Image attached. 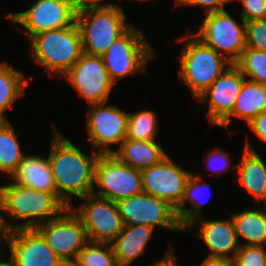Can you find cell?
<instances>
[{"instance_id": "cell-1", "label": "cell", "mask_w": 266, "mask_h": 266, "mask_svg": "<svg viewBox=\"0 0 266 266\" xmlns=\"http://www.w3.org/2000/svg\"><path fill=\"white\" fill-rule=\"evenodd\" d=\"M52 126L54 131L48 159L54 175L57 197L67 207H74L72 196L81 199L92 194L95 189V164L100 154L95 150L91 156L86 155L58 133L55 125Z\"/></svg>"}, {"instance_id": "cell-2", "label": "cell", "mask_w": 266, "mask_h": 266, "mask_svg": "<svg viewBox=\"0 0 266 266\" xmlns=\"http://www.w3.org/2000/svg\"><path fill=\"white\" fill-rule=\"evenodd\" d=\"M67 206L55 195L11 182L0 186V225L3 232L15 229L36 228L41 223L59 216ZM5 214L12 222L22 219L18 225L7 223Z\"/></svg>"}, {"instance_id": "cell-3", "label": "cell", "mask_w": 266, "mask_h": 266, "mask_svg": "<svg viewBox=\"0 0 266 266\" xmlns=\"http://www.w3.org/2000/svg\"><path fill=\"white\" fill-rule=\"evenodd\" d=\"M180 40L184 42V45L177 59L180 62L178 76L196 99L232 63L211 47L203 44L191 32L177 39V41Z\"/></svg>"}, {"instance_id": "cell-4", "label": "cell", "mask_w": 266, "mask_h": 266, "mask_svg": "<svg viewBox=\"0 0 266 266\" xmlns=\"http://www.w3.org/2000/svg\"><path fill=\"white\" fill-rule=\"evenodd\" d=\"M35 63L43 66L51 77L63 76L82 56L83 45L77 23L49 30L29 40Z\"/></svg>"}, {"instance_id": "cell-5", "label": "cell", "mask_w": 266, "mask_h": 266, "mask_svg": "<svg viewBox=\"0 0 266 266\" xmlns=\"http://www.w3.org/2000/svg\"><path fill=\"white\" fill-rule=\"evenodd\" d=\"M123 11L122 7L117 5L76 13L83 53L102 57L114 41L132 26L125 22L127 17Z\"/></svg>"}, {"instance_id": "cell-6", "label": "cell", "mask_w": 266, "mask_h": 266, "mask_svg": "<svg viewBox=\"0 0 266 266\" xmlns=\"http://www.w3.org/2000/svg\"><path fill=\"white\" fill-rule=\"evenodd\" d=\"M152 47L144 33L131 26L102 56L111 81L115 83L136 72L145 73L147 63L155 57Z\"/></svg>"}, {"instance_id": "cell-7", "label": "cell", "mask_w": 266, "mask_h": 266, "mask_svg": "<svg viewBox=\"0 0 266 266\" xmlns=\"http://www.w3.org/2000/svg\"><path fill=\"white\" fill-rule=\"evenodd\" d=\"M226 10L205 14L198 32L192 34L234 64L246 48V22L241 24Z\"/></svg>"}, {"instance_id": "cell-8", "label": "cell", "mask_w": 266, "mask_h": 266, "mask_svg": "<svg viewBox=\"0 0 266 266\" xmlns=\"http://www.w3.org/2000/svg\"><path fill=\"white\" fill-rule=\"evenodd\" d=\"M93 194L118 202L143 193L141 171L121 162L114 154H100L95 164Z\"/></svg>"}, {"instance_id": "cell-9", "label": "cell", "mask_w": 266, "mask_h": 266, "mask_svg": "<svg viewBox=\"0 0 266 266\" xmlns=\"http://www.w3.org/2000/svg\"><path fill=\"white\" fill-rule=\"evenodd\" d=\"M35 229L65 264H72L89 241L81 218L71 207Z\"/></svg>"}, {"instance_id": "cell-10", "label": "cell", "mask_w": 266, "mask_h": 266, "mask_svg": "<svg viewBox=\"0 0 266 266\" xmlns=\"http://www.w3.org/2000/svg\"><path fill=\"white\" fill-rule=\"evenodd\" d=\"M6 19L22 25L24 28L18 29L30 40L41 32L73 25L76 12L72 0H34L26 11L8 12Z\"/></svg>"}, {"instance_id": "cell-11", "label": "cell", "mask_w": 266, "mask_h": 266, "mask_svg": "<svg viewBox=\"0 0 266 266\" xmlns=\"http://www.w3.org/2000/svg\"><path fill=\"white\" fill-rule=\"evenodd\" d=\"M80 200L83 204L71 208L81 218L88 240L111 244L124 227L116 202L93 193Z\"/></svg>"}, {"instance_id": "cell-12", "label": "cell", "mask_w": 266, "mask_h": 266, "mask_svg": "<svg viewBox=\"0 0 266 266\" xmlns=\"http://www.w3.org/2000/svg\"><path fill=\"white\" fill-rule=\"evenodd\" d=\"M124 225H144L184 232L175 208L167 201L141 193L116 202Z\"/></svg>"}, {"instance_id": "cell-13", "label": "cell", "mask_w": 266, "mask_h": 266, "mask_svg": "<svg viewBox=\"0 0 266 266\" xmlns=\"http://www.w3.org/2000/svg\"><path fill=\"white\" fill-rule=\"evenodd\" d=\"M88 105L86 126L92 150L98 149L99 154H113L115 150L110 146L118 144L119 148L126 139L128 113L106 103Z\"/></svg>"}, {"instance_id": "cell-14", "label": "cell", "mask_w": 266, "mask_h": 266, "mask_svg": "<svg viewBox=\"0 0 266 266\" xmlns=\"http://www.w3.org/2000/svg\"><path fill=\"white\" fill-rule=\"evenodd\" d=\"M62 77L66 78L89 104L107 103L114 85L102 57L86 53H83Z\"/></svg>"}, {"instance_id": "cell-15", "label": "cell", "mask_w": 266, "mask_h": 266, "mask_svg": "<svg viewBox=\"0 0 266 266\" xmlns=\"http://www.w3.org/2000/svg\"><path fill=\"white\" fill-rule=\"evenodd\" d=\"M191 174L167 156L141 171L143 192L167 201L176 209L181 204Z\"/></svg>"}, {"instance_id": "cell-16", "label": "cell", "mask_w": 266, "mask_h": 266, "mask_svg": "<svg viewBox=\"0 0 266 266\" xmlns=\"http://www.w3.org/2000/svg\"><path fill=\"white\" fill-rule=\"evenodd\" d=\"M3 240L9 245L12 266L65 265L35 228L5 232Z\"/></svg>"}, {"instance_id": "cell-17", "label": "cell", "mask_w": 266, "mask_h": 266, "mask_svg": "<svg viewBox=\"0 0 266 266\" xmlns=\"http://www.w3.org/2000/svg\"><path fill=\"white\" fill-rule=\"evenodd\" d=\"M246 78L234 65H230L202 94L196 99L208 103L210 125L220 126L231 114L236 99Z\"/></svg>"}, {"instance_id": "cell-18", "label": "cell", "mask_w": 266, "mask_h": 266, "mask_svg": "<svg viewBox=\"0 0 266 266\" xmlns=\"http://www.w3.org/2000/svg\"><path fill=\"white\" fill-rule=\"evenodd\" d=\"M196 225L199 228L198 238L204 242L210 251L208 257L234 260L240 248V243L231 217L227 220H203L201 217L190 223L184 231L190 230L194 226L196 227Z\"/></svg>"}, {"instance_id": "cell-19", "label": "cell", "mask_w": 266, "mask_h": 266, "mask_svg": "<svg viewBox=\"0 0 266 266\" xmlns=\"http://www.w3.org/2000/svg\"><path fill=\"white\" fill-rule=\"evenodd\" d=\"M241 154L239 163L236 164V177L240 185L252 195L256 202H266V164L248 140Z\"/></svg>"}, {"instance_id": "cell-20", "label": "cell", "mask_w": 266, "mask_h": 266, "mask_svg": "<svg viewBox=\"0 0 266 266\" xmlns=\"http://www.w3.org/2000/svg\"><path fill=\"white\" fill-rule=\"evenodd\" d=\"M9 178L15 184L57 196L54 175L48 158L40 155H26Z\"/></svg>"}, {"instance_id": "cell-21", "label": "cell", "mask_w": 266, "mask_h": 266, "mask_svg": "<svg viewBox=\"0 0 266 266\" xmlns=\"http://www.w3.org/2000/svg\"><path fill=\"white\" fill-rule=\"evenodd\" d=\"M154 228L144 225H124L123 230L111 243L118 266H130L139 256H144L145 247Z\"/></svg>"}, {"instance_id": "cell-22", "label": "cell", "mask_w": 266, "mask_h": 266, "mask_svg": "<svg viewBox=\"0 0 266 266\" xmlns=\"http://www.w3.org/2000/svg\"><path fill=\"white\" fill-rule=\"evenodd\" d=\"M113 154L121 162L140 171L160 163L168 156L155 140L141 141L127 138Z\"/></svg>"}, {"instance_id": "cell-23", "label": "cell", "mask_w": 266, "mask_h": 266, "mask_svg": "<svg viewBox=\"0 0 266 266\" xmlns=\"http://www.w3.org/2000/svg\"><path fill=\"white\" fill-rule=\"evenodd\" d=\"M264 111H266V85L245 79L232 114L220 126L228 128L233 116L244 119L249 124Z\"/></svg>"}, {"instance_id": "cell-24", "label": "cell", "mask_w": 266, "mask_h": 266, "mask_svg": "<svg viewBox=\"0 0 266 266\" xmlns=\"http://www.w3.org/2000/svg\"><path fill=\"white\" fill-rule=\"evenodd\" d=\"M230 216L238 241L240 237L245 240L240 246L266 245V211L264 207L247 208V210Z\"/></svg>"}, {"instance_id": "cell-25", "label": "cell", "mask_w": 266, "mask_h": 266, "mask_svg": "<svg viewBox=\"0 0 266 266\" xmlns=\"http://www.w3.org/2000/svg\"><path fill=\"white\" fill-rule=\"evenodd\" d=\"M24 77V73L7 65V62H0V116L5 121V110L12 108L13 103L24 96V87L29 85V80Z\"/></svg>"}, {"instance_id": "cell-26", "label": "cell", "mask_w": 266, "mask_h": 266, "mask_svg": "<svg viewBox=\"0 0 266 266\" xmlns=\"http://www.w3.org/2000/svg\"><path fill=\"white\" fill-rule=\"evenodd\" d=\"M209 184L203 181V178L198 175L191 174L184 191V196L181 204L175 209L179 223L181 227L185 230L190 223L194 220L202 217V208L207 202H201L199 199L201 196V190L205 187L209 188ZM206 190V191H207ZM201 200V199H200ZM188 201L191 204L190 208H183L185 202Z\"/></svg>"}, {"instance_id": "cell-27", "label": "cell", "mask_w": 266, "mask_h": 266, "mask_svg": "<svg viewBox=\"0 0 266 266\" xmlns=\"http://www.w3.org/2000/svg\"><path fill=\"white\" fill-rule=\"evenodd\" d=\"M17 138L13 125L8 120L4 121L0 125V172L9 177L26 156Z\"/></svg>"}, {"instance_id": "cell-28", "label": "cell", "mask_w": 266, "mask_h": 266, "mask_svg": "<svg viewBox=\"0 0 266 266\" xmlns=\"http://www.w3.org/2000/svg\"><path fill=\"white\" fill-rule=\"evenodd\" d=\"M152 110L128 113L126 138L130 140L151 141L157 136V117Z\"/></svg>"}, {"instance_id": "cell-29", "label": "cell", "mask_w": 266, "mask_h": 266, "mask_svg": "<svg viewBox=\"0 0 266 266\" xmlns=\"http://www.w3.org/2000/svg\"><path fill=\"white\" fill-rule=\"evenodd\" d=\"M72 264L74 266H118L111 244L92 241L86 243Z\"/></svg>"}, {"instance_id": "cell-30", "label": "cell", "mask_w": 266, "mask_h": 266, "mask_svg": "<svg viewBox=\"0 0 266 266\" xmlns=\"http://www.w3.org/2000/svg\"><path fill=\"white\" fill-rule=\"evenodd\" d=\"M234 65L247 80L266 85V52L246 47Z\"/></svg>"}, {"instance_id": "cell-31", "label": "cell", "mask_w": 266, "mask_h": 266, "mask_svg": "<svg viewBox=\"0 0 266 266\" xmlns=\"http://www.w3.org/2000/svg\"><path fill=\"white\" fill-rule=\"evenodd\" d=\"M265 246H240L234 258V266H265Z\"/></svg>"}, {"instance_id": "cell-32", "label": "cell", "mask_w": 266, "mask_h": 266, "mask_svg": "<svg viewBox=\"0 0 266 266\" xmlns=\"http://www.w3.org/2000/svg\"><path fill=\"white\" fill-rule=\"evenodd\" d=\"M246 47L266 52V19L246 22Z\"/></svg>"}, {"instance_id": "cell-33", "label": "cell", "mask_w": 266, "mask_h": 266, "mask_svg": "<svg viewBox=\"0 0 266 266\" xmlns=\"http://www.w3.org/2000/svg\"><path fill=\"white\" fill-rule=\"evenodd\" d=\"M239 1L242 2V8H241L242 10L240 16L245 22H249L252 20L266 19V0H239Z\"/></svg>"}, {"instance_id": "cell-34", "label": "cell", "mask_w": 266, "mask_h": 266, "mask_svg": "<svg viewBox=\"0 0 266 266\" xmlns=\"http://www.w3.org/2000/svg\"><path fill=\"white\" fill-rule=\"evenodd\" d=\"M206 165L209 168V171H211L213 174L218 173L219 176L222 173H227L230 169H236V164H231V157H229L228 153L226 151H221L220 149L212 150V152L208 153L206 156ZM219 160V164L216 167H213ZM214 163V164H213ZM217 164V163H216Z\"/></svg>"}, {"instance_id": "cell-35", "label": "cell", "mask_w": 266, "mask_h": 266, "mask_svg": "<svg viewBox=\"0 0 266 266\" xmlns=\"http://www.w3.org/2000/svg\"><path fill=\"white\" fill-rule=\"evenodd\" d=\"M175 4L180 6H202L205 14L225 10V5L231 0H175Z\"/></svg>"}, {"instance_id": "cell-36", "label": "cell", "mask_w": 266, "mask_h": 266, "mask_svg": "<svg viewBox=\"0 0 266 266\" xmlns=\"http://www.w3.org/2000/svg\"><path fill=\"white\" fill-rule=\"evenodd\" d=\"M73 7L76 13L83 12L91 9H103L117 6L118 4H104L102 0H72Z\"/></svg>"}, {"instance_id": "cell-37", "label": "cell", "mask_w": 266, "mask_h": 266, "mask_svg": "<svg viewBox=\"0 0 266 266\" xmlns=\"http://www.w3.org/2000/svg\"><path fill=\"white\" fill-rule=\"evenodd\" d=\"M248 126L252 133L266 143V111L255 117Z\"/></svg>"}, {"instance_id": "cell-38", "label": "cell", "mask_w": 266, "mask_h": 266, "mask_svg": "<svg viewBox=\"0 0 266 266\" xmlns=\"http://www.w3.org/2000/svg\"><path fill=\"white\" fill-rule=\"evenodd\" d=\"M200 266H234V260L207 256Z\"/></svg>"}, {"instance_id": "cell-39", "label": "cell", "mask_w": 266, "mask_h": 266, "mask_svg": "<svg viewBox=\"0 0 266 266\" xmlns=\"http://www.w3.org/2000/svg\"><path fill=\"white\" fill-rule=\"evenodd\" d=\"M169 249L164 257L159 260L158 262H155L154 264H152L151 266H177L176 263V257L174 255L173 250Z\"/></svg>"}, {"instance_id": "cell-40", "label": "cell", "mask_w": 266, "mask_h": 266, "mask_svg": "<svg viewBox=\"0 0 266 266\" xmlns=\"http://www.w3.org/2000/svg\"><path fill=\"white\" fill-rule=\"evenodd\" d=\"M0 266H12V264L8 261V260H6V261H0Z\"/></svg>"}, {"instance_id": "cell-41", "label": "cell", "mask_w": 266, "mask_h": 266, "mask_svg": "<svg viewBox=\"0 0 266 266\" xmlns=\"http://www.w3.org/2000/svg\"><path fill=\"white\" fill-rule=\"evenodd\" d=\"M0 236H1L0 238H3V236H4V232H3L2 228H1V225H0Z\"/></svg>"}, {"instance_id": "cell-42", "label": "cell", "mask_w": 266, "mask_h": 266, "mask_svg": "<svg viewBox=\"0 0 266 266\" xmlns=\"http://www.w3.org/2000/svg\"><path fill=\"white\" fill-rule=\"evenodd\" d=\"M5 120L0 116V125L4 122Z\"/></svg>"}, {"instance_id": "cell-43", "label": "cell", "mask_w": 266, "mask_h": 266, "mask_svg": "<svg viewBox=\"0 0 266 266\" xmlns=\"http://www.w3.org/2000/svg\"><path fill=\"white\" fill-rule=\"evenodd\" d=\"M64 266H74L73 264H65Z\"/></svg>"}]
</instances>
